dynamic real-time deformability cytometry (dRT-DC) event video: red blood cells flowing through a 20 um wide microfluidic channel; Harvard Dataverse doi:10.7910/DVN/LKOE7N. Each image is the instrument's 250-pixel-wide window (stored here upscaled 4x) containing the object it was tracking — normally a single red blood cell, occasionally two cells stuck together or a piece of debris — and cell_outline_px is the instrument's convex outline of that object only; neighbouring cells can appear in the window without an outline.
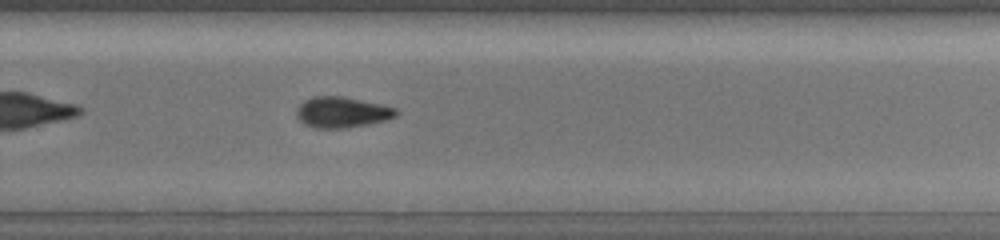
{"species": "common noctule bat (a hibernating species)", "species_latin": "Nyctalus noctula", "temperature_condition": "warm", "stored_images_in_passage": 38, "camera_frame_rate_fps": 3000, "um_per_image_px": 0.085, "animal": {"sex": "female", "body_mass_g": 19.5, "forearm_length_mm": 54.1}, "frame": {"image": 1, "passage_image": 22, "time_ms": 7.0, "image_size_px": [1000, 240], "cell_outline_px": [[400, 112], [396, 116], [388, 120], [368, 124], [344, 128], [312, 128], [304, 124], [296, 116], [296, 112], [300, 104], [304, 100], [312, 96], [344, 96], [380, 104], [396, 108]], "centroid_in_image_um": [29.07, 9.54], "position_along_channel_um": 300.7, "area_um2": 18.03}}